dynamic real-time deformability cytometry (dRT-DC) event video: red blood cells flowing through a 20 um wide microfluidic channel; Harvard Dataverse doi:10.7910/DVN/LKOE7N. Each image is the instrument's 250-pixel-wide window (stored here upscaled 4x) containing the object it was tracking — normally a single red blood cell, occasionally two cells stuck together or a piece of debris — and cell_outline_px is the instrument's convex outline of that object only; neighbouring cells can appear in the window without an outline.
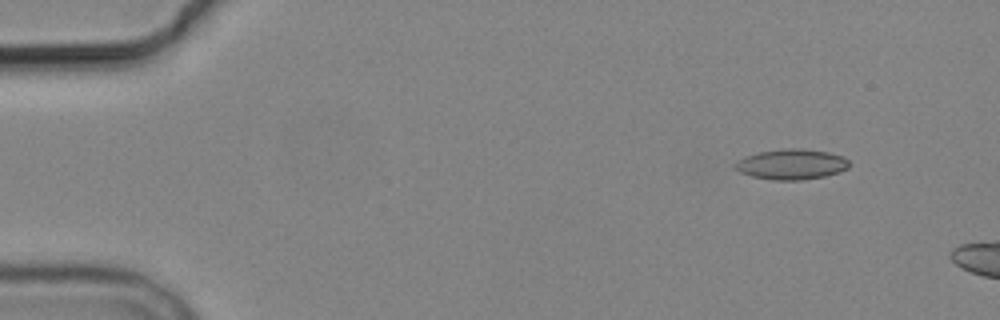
{"species": "common noctule bat (a hibernating species)", "species_latin": "Nyctalus noctula", "temperature_condition": "cold", "stored_images_in_passage": 3, "camera_frame_rate_fps": 3000, "um_per_image_px": 0.085, "animal": {"sex": "male", "body_mass_g": 19.2, "forearm_length_mm": 51.8}, "frame": {"image": 1, "passage_image": 1, "time_ms": 0.0, "image_size_px": [1000, 320], "cell_outline_px": [[848, 168], [840, 172], [824, 176], [804, 180], [772, 180], [752, 176], [740, 172], [732, 168], [732, 164], [744, 156], [756, 152], [784, 148], [800, 148], [828, 152], [844, 156], [848, 160]], "centroid_in_image_um": [67.23, 13.96], "position_along_channel_um": 17.8, "area_um2": 20.52}}